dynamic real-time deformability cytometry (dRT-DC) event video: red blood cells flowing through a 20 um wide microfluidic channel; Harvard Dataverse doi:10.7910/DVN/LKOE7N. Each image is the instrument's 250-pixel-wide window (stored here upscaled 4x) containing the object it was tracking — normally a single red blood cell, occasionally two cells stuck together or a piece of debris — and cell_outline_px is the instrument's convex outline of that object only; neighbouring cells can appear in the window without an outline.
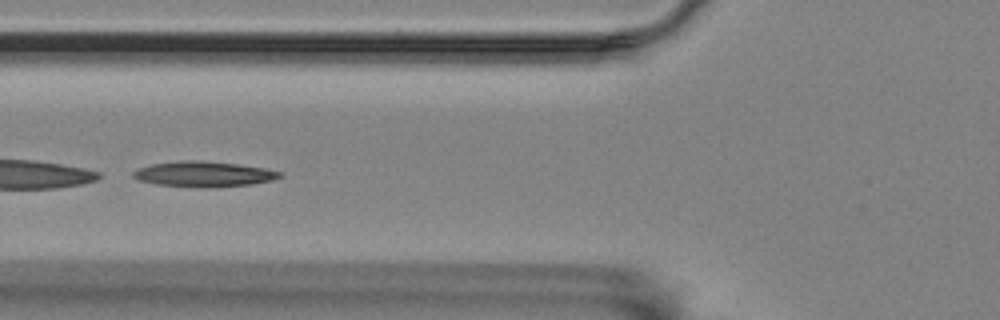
{"species": "Egyptian fruit bat (a non-hibernating species)", "species_latin": "Rousettus aegyptiacus", "temperature_condition": "room temperature", "stored_images_in_passage": 8, "camera_frame_rate_fps": 3000, "um_per_image_px": 0.085, "animal": {"sex": "female"}, "frame": {"image": 1, "passage_image": 8, "time_ms": 8.0, "image_size_px": [1000, 320], "cell_outline_px": [[280, 176], [272, 180], [252, 184], [208, 188], [196, 188], [156, 184], [140, 180], [132, 176], [132, 172], [140, 168], [152, 164], [180, 160], [200, 160], [236, 164], [264, 168], [280, 172]], "centroid_in_image_um": [17.28, 14.8], "position_along_channel_um": 108.5, "area_um2": 21.62}}